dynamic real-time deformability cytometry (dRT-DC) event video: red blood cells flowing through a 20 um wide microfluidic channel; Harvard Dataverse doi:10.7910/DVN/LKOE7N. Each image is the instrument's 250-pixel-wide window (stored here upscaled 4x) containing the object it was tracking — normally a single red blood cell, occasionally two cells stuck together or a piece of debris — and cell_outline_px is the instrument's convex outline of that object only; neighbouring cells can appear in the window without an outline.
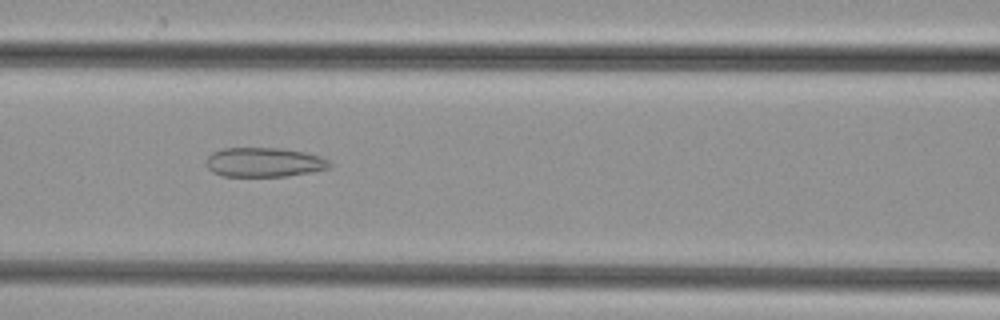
{"species": "common noctule bat (a hibernating species)", "species_latin": "Nyctalus noctula", "temperature_condition": "cold", "stored_images_in_passage": 37, "camera_frame_rate_fps": 3000, "um_per_image_px": 0.085, "animal": {"sex": "female", "body_mass_g": 29.2, "forearm_length_mm": 56.3}, "frame": {"image": 1, "passage_image": 9, "time_ms": 2.667, "image_size_px": [1000, 320], "cell_outline_px": [[332, 164], [328, 168], [312, 172], [288, 176], [224, 176], [212, 172], [208, 168], [208, 156], [212, 152], [224, 148], [280, 148], [304, 152], [320, 156], [328, 160]], "centroid_in_image_um": [22.47, 13.79], "position_along_channel_um": 144.1, "area_um2": 21.04}}
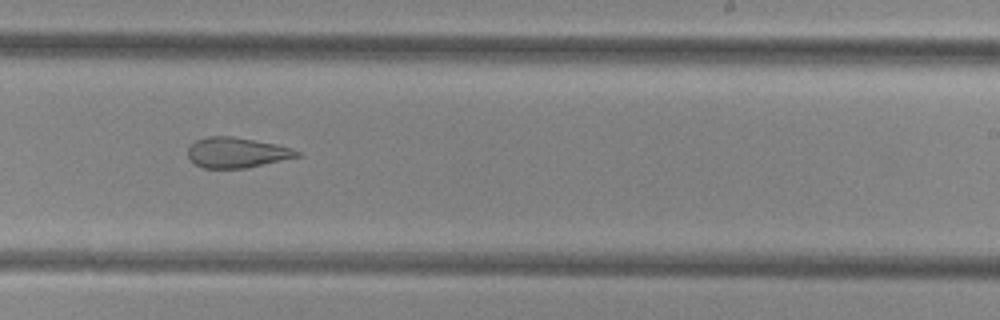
{"frame": {"image": 2, "passage_image": 18, "time_ms": 5.667, "image_size_px": [1000, 320], "cell_outline_px": [[304, 156], [244, 168], [204, 168], [196, 164], [188, 156], [188, 148], [196, 140], [208, 136], [232, 136], [276, 144], [292, 148], [300, 152]], "centroid_in_image_um": [20.17, 12.96], "position_along_channel_um": 268.8, "area_um2": 19.25}}
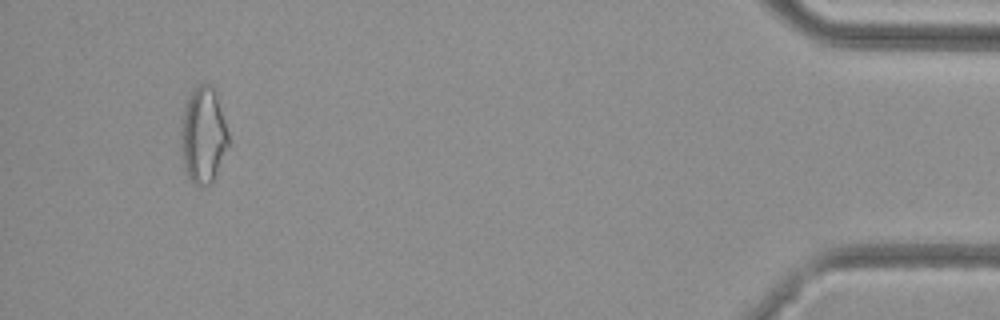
{"frame": {"image": 3, "passage_image": 34, "time_ms": 11.0, "image_size_px": [1000, 320], "cell_outline_px": [[228, 144], [212, 184], [200, 188], [188, 176], [184, 168], [180, 156], [180, 132], [184, 112], [188, 100], [192, 92], [200, 84], [212, 84], [228, 132]], "centroid_in_image_um": [17.25, 11.57], "position_along_channel_um": 418.0, "area_um2": 26.3}}